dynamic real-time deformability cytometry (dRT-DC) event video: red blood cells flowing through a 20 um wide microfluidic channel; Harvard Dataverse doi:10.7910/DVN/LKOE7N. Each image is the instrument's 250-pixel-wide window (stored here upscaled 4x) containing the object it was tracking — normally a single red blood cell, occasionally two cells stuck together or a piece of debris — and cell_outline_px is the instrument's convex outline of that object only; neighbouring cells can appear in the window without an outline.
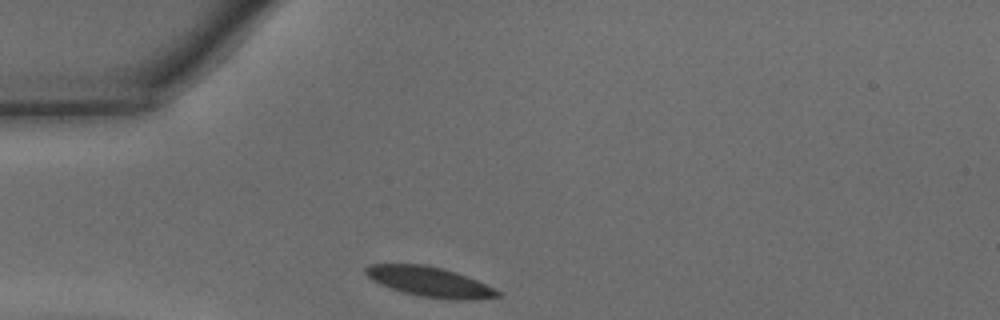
{"species": "common noctule bat (a hibernating species)", "species_latin": "Nyctalus noctula", "temperature_condition": "warm", "stored_images_in_passage": 25, "camera_frame_rate_fps": 3000, "um_per_image_px": 0.085, "animal": {"sex": "male", "body_mass_g": 15.6}, "frame": {"image": 1, "passage_image": 1, "time_ms": 0.0, "image_size_px": [1000, 320], "cell_outline_px": [[500, 296], [476, 300], [452, 300], [420, 296], [404, 292], [380, 284], [372, 280], [364, 272], [364, 268], [372, 264], [424, 264], [456, 272], [468, 276], [500, 292]], "centroid_in_image_um": [36.52, 23.96], "position_along_channel_um": 48.5, "area_um2": 22.83}}
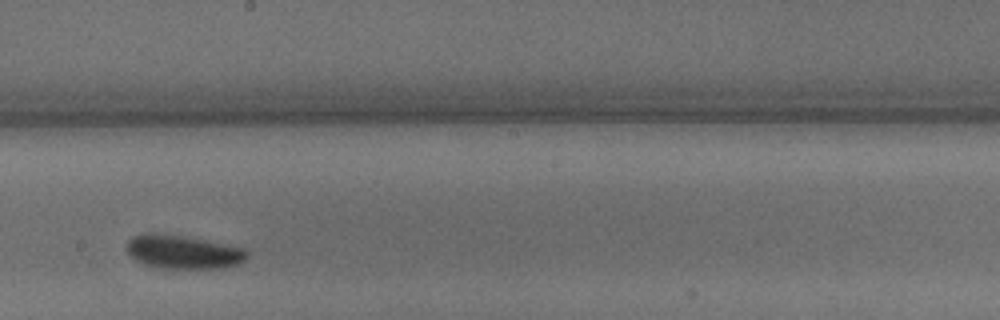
{"frame": {"image": 2, "passage_image": 15, "time_ms": 4.667, "image_size_px": [1000, 320], "cell_outline_px": [[248, 256], [240, 264], [224, 268], [164, 268], [144, 264], [136, 260], [124, 248], [128, 240], [132, 236], [148, 232], [152, 232], [184, 236], [244, 248], [248, 252]], "centroid_in_image_um": [15.54, 21.41], "position_along_channel_um": 232.7, "area_um2": 23.64}}
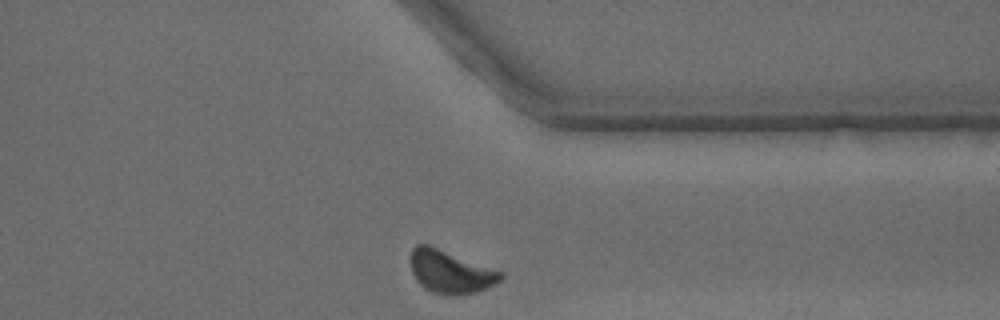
{"frame": {"image": 3, "passage_image": 25, "time_ms": 8.0, "image_size_px": [1000, 320], "cell_outline_px": [[504, 276], [500, 280], [476, 292], [456, 296], [448, 296], [432, 292], [424, 288], [416, 280], [412, 272], [412, 248], [416, 244], [428, 244], [504, 272]], "centroid_in_image_um": [38.28, 23.11], "position_along_channel_um": 373.1, "area_um2": 22.43}, "authors_computed_cell_mechanics": {"area_um2": 23.12, "velocity_mm_per_s": 4.2765, "shape_relaxation_time_tau1_ms": 4.1269, "shape_relaxation_time_tau2_ms": 1.4325, "deformation_change_tau1": 0.1343, "deformation_change_tau2": 0.0574}}